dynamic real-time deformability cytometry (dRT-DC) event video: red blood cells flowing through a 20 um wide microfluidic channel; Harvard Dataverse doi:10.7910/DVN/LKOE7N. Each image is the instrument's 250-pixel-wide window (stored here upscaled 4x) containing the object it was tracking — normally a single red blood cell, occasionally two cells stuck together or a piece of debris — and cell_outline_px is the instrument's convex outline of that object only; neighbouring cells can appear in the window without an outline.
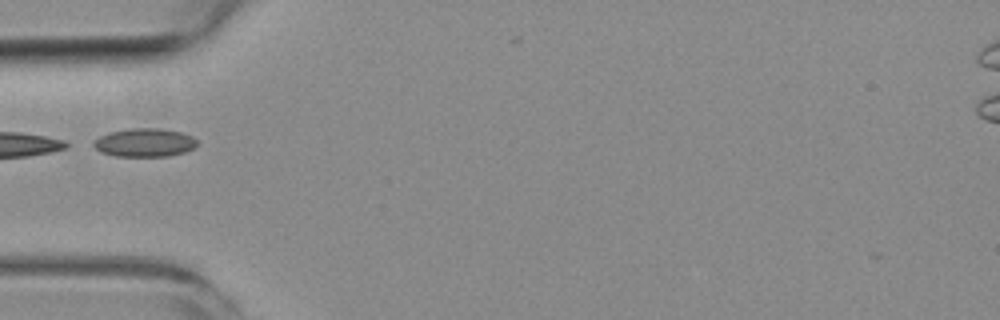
{"species": "common noctule bat (a hibernating species)", "species_latin": "Nyctalus noctula", "temperature_condition": "room temperature", "stored_images_in_passage": 6, "camera_frame_rate_fps": 3000, "um_per_image_px": 0.085, "animal": {"sex": "female", "body_mass_g": 19.3, "forearm_length_mm": 54.1}, "frame": {"image": 1, "passage_image": 2, "time_ms": 1.333, "image_size_px": [1000, 320], "cell_outline_px": [[200, 144], [184, 152], [168, 156], [116, 156], [100, 152], [92, 144], [92, 140], [108, 132], [128, 128], [160, 128], [180, 132], [192, 136]], "centroid_in_image_um": [12.26, 12.11], "position_along_channel_um": 72.7, "area_um2": 17.28}}
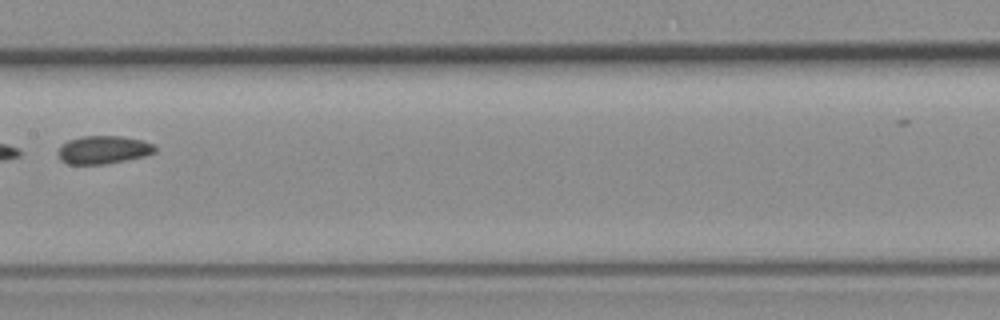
{"frame": {"image": 2, "passage_image": 5, "time_ms": 4.667, "image_size_px": [1000, 320], "cell_outline_px": [[156, 152], [144, 156], [104, 164], [68, 164], [60, 160], [60, 148], [68, 140], [80, 136], [120, 136], [140, 140], [152, 144], [156, 148]], "centroid_in_image_um": [8.79, 12.73], "position_along_channel_um": 198.6, "area_um2": 15.55}}
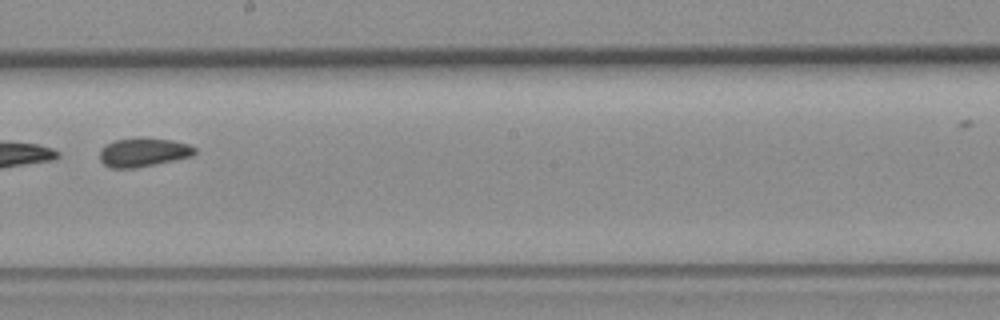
{"frame": {"image": 3, "passage_image": 6, "time_ms": 5.667, "image_size_px": [1000, 320], "cell_outline_px": [[196, 152], [192, 156], [156, 164], [132, 168], [108, 168], [100, 160], [100, 148], [104, 144], [112, 140], [140, 136], [172, 140], [188, 144], [196, 148]], "centroid_in_image_um": [12.14, 12.92], "position_along_channel_um": 236.1, "area_um2": 16.36}}